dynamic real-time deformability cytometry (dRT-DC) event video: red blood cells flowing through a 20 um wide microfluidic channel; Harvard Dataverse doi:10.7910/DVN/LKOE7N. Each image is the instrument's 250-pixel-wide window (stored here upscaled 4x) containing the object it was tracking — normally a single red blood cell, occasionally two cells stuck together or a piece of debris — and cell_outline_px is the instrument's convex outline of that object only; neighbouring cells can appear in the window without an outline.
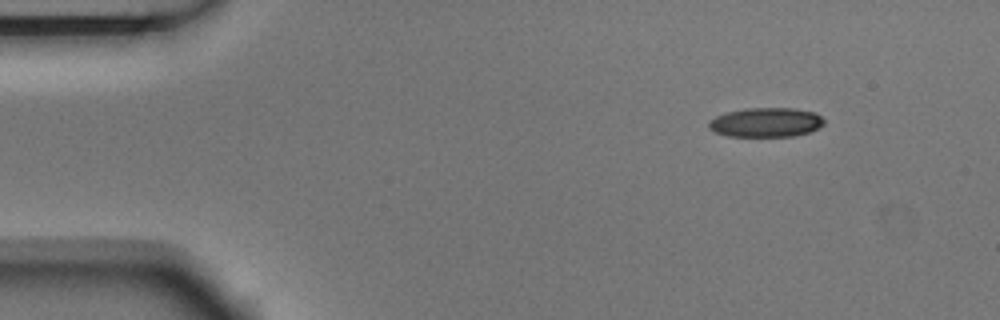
{"species": "Egyptian fruit bat (a non-hibernating species)", "species_latin": "Rousettus aegyptiacus", "temperature_condition": "room temperature", "stored_images_in_passage": 9, "camera_frame_rate_fps": 3000, "um_per_image_px": 0.085, "animal": {"sex": "male"}, "frame": {"image": 1, "passage_image": 1, "time_ms": 0.0, "image_size_px": [1000, 320], "cell_outline_px": [[824, 124], [820, 128], [796, 136], [728, 136], [716, 132], [708, 128], [708, 120], [716, 116], [728, 112], [744, 108], [792, 108], [816, 112], [824, 120]], "centroid_in_image_um": [65.11, 10.4], "position_along_channel_um": 19.9, "area_um2": 19.83}}
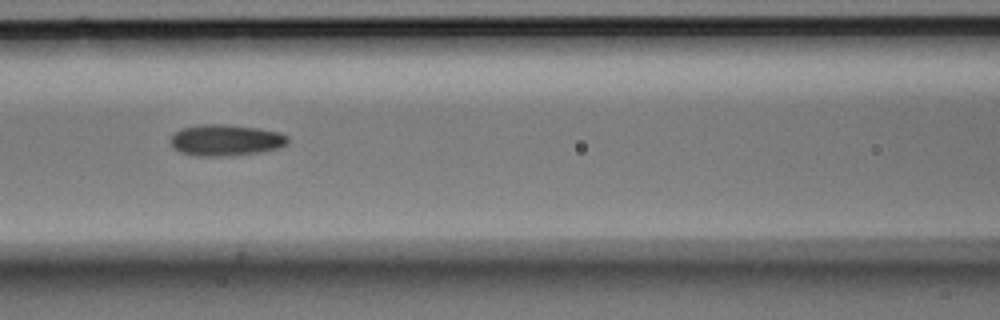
{"frame": {"image": 2, "passage_image": 6, "time_ms": 1.667, "image_size_px": [1000, 320], "cell_outline_px": [[288, 144], [276, 148], [260, 152], [216, 156], [196, 156], [180, 152], [172, 148], [172, 136], [180, 128], [200, 124], [224, 124], [256, 128], [280, 132], [288, 136]], "centroid_in_image_um": [19.17, 11.9], "position_along_channel_um": 147.4, "area_um2": 21.21}}
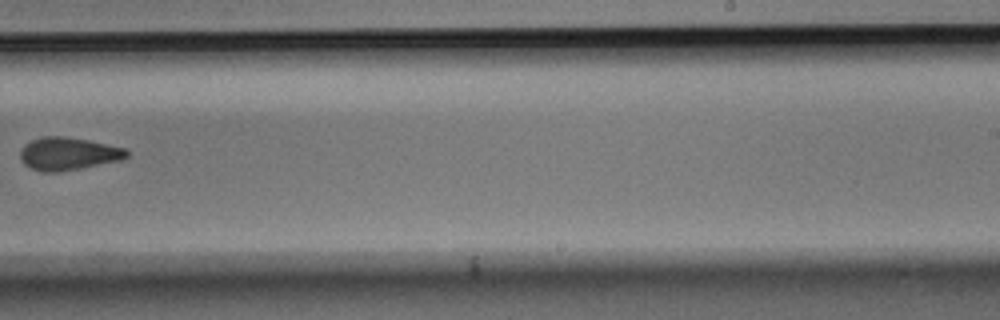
{"frame": {"image": 3, "passage_image": 9, "time_ms": 2.667, "image_size_px": [1000, 320], "cell_outline_px": [[128, 156], [120, 160], [60, 172], [44, 172], [32, 168], [24, 164], [20, 156], [20, 152], [24, 144], [32, 140], [44, 136], [64, 136], [88, 140], [124, 148], [128, 152]], "centroid_in_image_um": [5.77, 13.06], "position_along_channel_um": 283.2, "area_um2": 20.11}}